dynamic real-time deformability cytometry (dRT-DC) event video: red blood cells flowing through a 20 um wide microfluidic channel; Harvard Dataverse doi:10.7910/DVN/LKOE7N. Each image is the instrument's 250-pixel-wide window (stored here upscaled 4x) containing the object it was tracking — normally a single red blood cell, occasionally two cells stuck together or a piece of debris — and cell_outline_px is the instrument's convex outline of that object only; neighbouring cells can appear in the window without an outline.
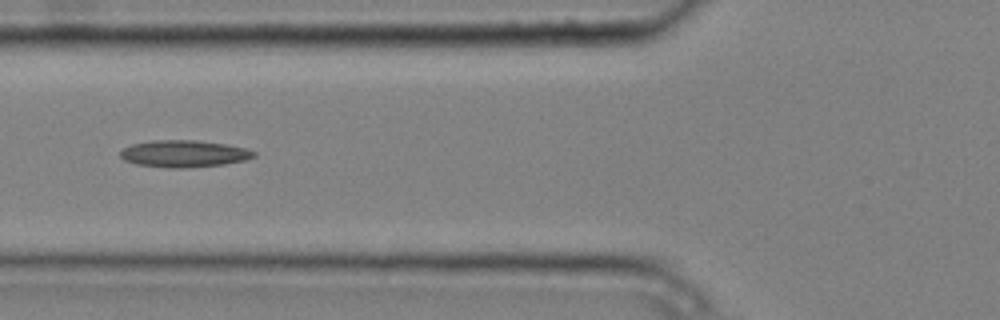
{"species": "common noctule bat (a hibernating species)", "species_latin": "Nyctalus noctula", "temperature_condition": "cold", "stored_images_in_passage": 5, "camera_frame_rate_fps": 3000, "um_per_image_px": 0.085, "animal": {"sex": "male", "body_mass_g": 20.4}, "frame": {"image": 1, "passage_image": 5, "time_ms": 1.333, "image_size_px": [1000, 320], "cell_outline_px": [[256, 156], [244, 160], [224, 164], [184, 168], [168, 168], [136, 164], [124, 160], [120, 156], [120, 152], [124, 148], [132, 144], [152, 140], [196, 140], [228, 144], [244, 148], [256, 152]], "centroid_in_image_um": [15.63, 13.06], "position_along_channel_um": 110.2, "area_um2": 20.98}}